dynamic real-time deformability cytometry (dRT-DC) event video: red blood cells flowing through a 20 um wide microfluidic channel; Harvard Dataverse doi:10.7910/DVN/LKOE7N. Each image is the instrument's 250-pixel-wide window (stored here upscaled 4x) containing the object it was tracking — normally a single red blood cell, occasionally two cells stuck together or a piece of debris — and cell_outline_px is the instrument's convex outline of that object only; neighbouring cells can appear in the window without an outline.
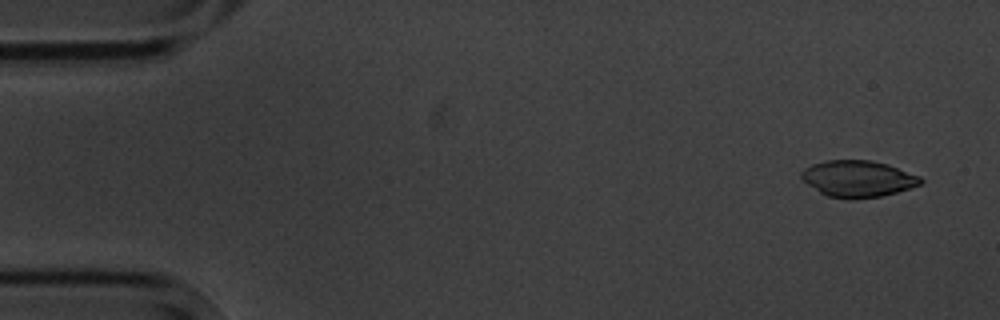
{"species": "common noctule bat (a hibernating species)", "species_latin": "Nyctalus noctula", "temperature_condition": "cold", "stored_images_in_passage": 5, "segment_of_instrument_passage": [2, 2], "camera_frame_rate_fps": 3000, "um_per_image_px": 0.085, "animal": {"sex": "male", "body_mass_g": 20.1, "forearm_length_mm": 53.5}, "frame": {"image": 1, "passage_image": 5, "time_ms": 5.0, "image_size_px": [1000, 320], "cell_outline_px": [[924, 180], [920, 184], [896, 192], [880, 196], [852, 200], [828, 196], [820, 192], [808, 184], [800, 176], [800, 172], [804, 168], [812, 164], [828, 160], [872, 160], [888, 164], [920, 176]], "centroid_in_image_um": [72.92, 15.19], "position_along_channel_um": 12.1, "area_um2": 25.32}}